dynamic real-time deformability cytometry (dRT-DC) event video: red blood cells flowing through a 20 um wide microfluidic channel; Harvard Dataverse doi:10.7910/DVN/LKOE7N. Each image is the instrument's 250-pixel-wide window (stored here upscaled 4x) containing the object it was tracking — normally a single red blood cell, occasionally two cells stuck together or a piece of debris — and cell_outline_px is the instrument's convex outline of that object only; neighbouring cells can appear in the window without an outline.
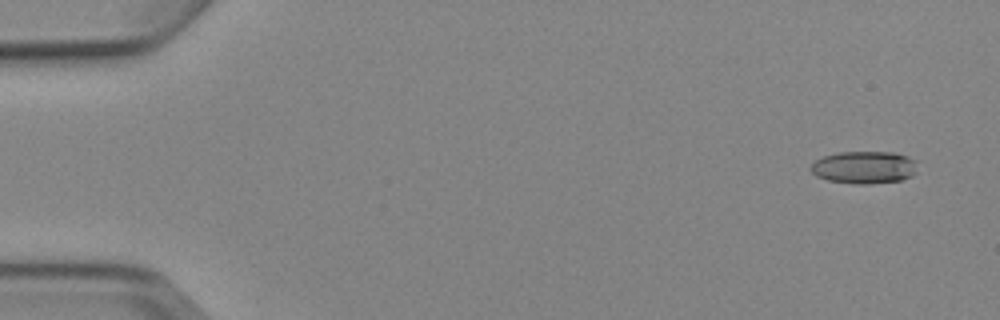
{"species": "Egyptian fruit bat (a non-hibernating species)", "species_latin": "Rousettus aegyptiacus", "temperature_condition": "cold", "stored_images_in_passage": 3, "camera_frame_rate_fps": 3000, "um_per_image_px": 0.085, "animal": {"sex": "female"}, "frame": {"image": 1, "passage_image": 3, "time_ms": 2.333, "image_size_px": [1000, 320], "cell_outline_px": [[916, 172], [912, 176], [900, 180], [864, 184], [856, 184], [828, 180], [816, 176], [808, 168], [816, 160], [824, 156], [836, 152], [892, 152], [908, 156], [916, 160]], "centroid_in_image_um": [73.45, 14.22], "position_along_channel_um": 11.5, "area_um2": 20.23}}